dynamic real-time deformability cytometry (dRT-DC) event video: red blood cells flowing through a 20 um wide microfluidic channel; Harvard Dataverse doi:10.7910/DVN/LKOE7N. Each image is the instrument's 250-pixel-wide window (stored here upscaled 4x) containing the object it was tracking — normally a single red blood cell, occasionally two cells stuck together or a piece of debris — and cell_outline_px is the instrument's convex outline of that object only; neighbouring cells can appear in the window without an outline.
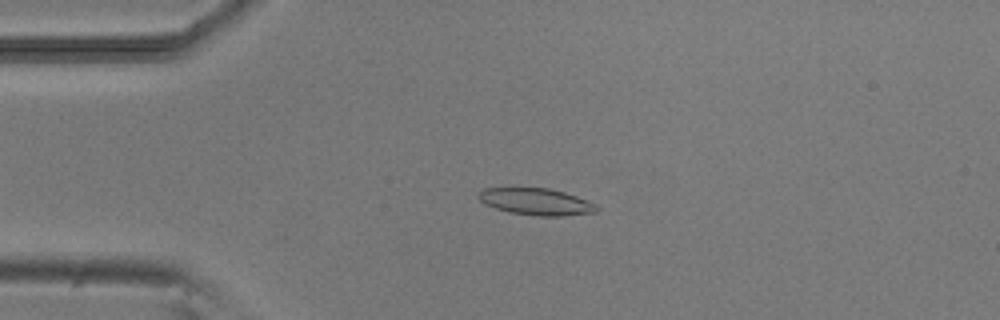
{"species": "common noctule bat (a hibernating species)", "species_latin": "Nyctalus noctula", "temperature_condition": "room temperature", "stored_images_in_passage": 52, "camera_frame_rate_fps": 3000, "um_per_image_px": 0.085, "animal": {"sex": "male", "body_mass_g": 20.5, "forearm_length_mm": 52.5}, "frame": {"image": 1, "passage_image": 12, "time_ms": 3.667, "image_size_px": [1000, 320], "cell_outline_px": [[600, 208], [596, 212], [564, 216], [536, 216], [508, 212], [484, 204], [476, 196], [476, 192], [484, 188], [548, 188], [564, 192], [576, 196], [596, 204]], "centroid_in_image_um": [45.55, 17.14], "position_along_channel_um": 39.5, "area_um2": 18.61}}
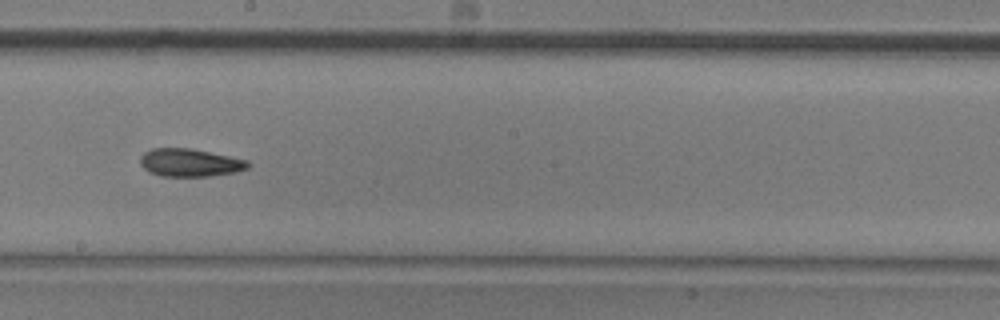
{"frame": {"image": 2, "passage_image": 29, "time_ms": 9.333, "image_size_px": [1000, 320], "cell_outline_px": [[248, 168], [236, 172], [208, 176], [160, 176], [148, 172], [140, 164], [140, 156], [144, 152], [152, 148], [192, 148], [248, 160]], "centroid_in_image_um": [16.11, 13.82], "position_along_channel_um": 232.1, "area_um2": 17.57}}
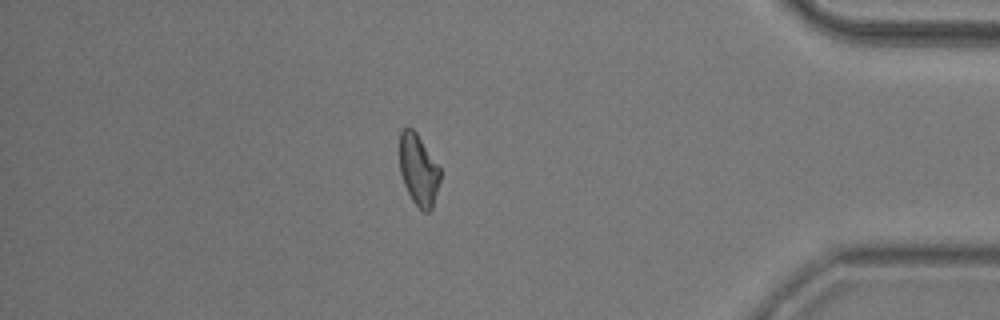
{"frame": {"image": 3, "passage_image": 45, "time_ms": 14.667, "image_size_px": [1000, 320], "cell_outline_px": [[440, 180], [432, 208], [428, 212], [424, 212], [412, 200], [404, 184], [400, 172], [400, 132], [404, 128], [412, 128], [416, 132], [440, 168]], "centroid_in_image_um": [35.57, 14.44], "position_along_channel_um": 399.6, "area_um2": 16.59}, "authors_computed_cell_mechanics": {"area_um2": 17.6579, "velocity_mm_per_s": 3.844, "shape_relaxation_time_tau1_ms": 9.7736, "shape_relaxation_time_tau2_ms": 4.6725, "deformation_change_tau1": 0.2111, "deformation_change_tau2": 0.1281}}